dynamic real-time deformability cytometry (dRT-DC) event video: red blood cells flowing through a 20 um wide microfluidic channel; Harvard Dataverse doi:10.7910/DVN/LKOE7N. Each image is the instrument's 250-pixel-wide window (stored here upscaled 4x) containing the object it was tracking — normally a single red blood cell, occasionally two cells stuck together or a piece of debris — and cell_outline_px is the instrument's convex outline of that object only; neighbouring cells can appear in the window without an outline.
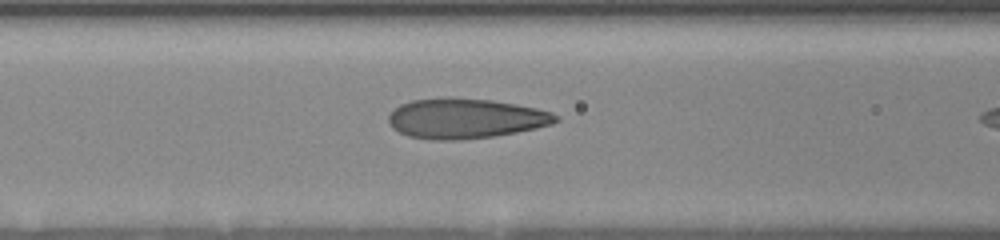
{"species": "human", "species_latin": "Homo sapiens", "temperature_condition": "room temperature", "stored_images_in_passage": 9, "segment_of_instrument_passage": [1, 2], "camera_frame_rate_fps": 3000, "um_per_image_px": 0.085, "donor": {"sex": "female"}, "frame": {"image": 1, "passage_image": 8, "time_ms": 5.667, "image_size_px": [1000, 240], "cell_outline_px": [[560, 120], [552, 124], [536, 128], [516, 132], [492, 136], [460, 140], [436, 140], [408, 136], [392, 128], [388, 120], [388, 116], [400, 104], [412, 100], [444, 96], [448, 96], [492, 100], [516, 104], [536, 108], [552, 112], [560, 116]], "centroid_in_image_um": [39.57, 10.05], "position_along_channel_um": 127.0, "area_um2": 39.3}}